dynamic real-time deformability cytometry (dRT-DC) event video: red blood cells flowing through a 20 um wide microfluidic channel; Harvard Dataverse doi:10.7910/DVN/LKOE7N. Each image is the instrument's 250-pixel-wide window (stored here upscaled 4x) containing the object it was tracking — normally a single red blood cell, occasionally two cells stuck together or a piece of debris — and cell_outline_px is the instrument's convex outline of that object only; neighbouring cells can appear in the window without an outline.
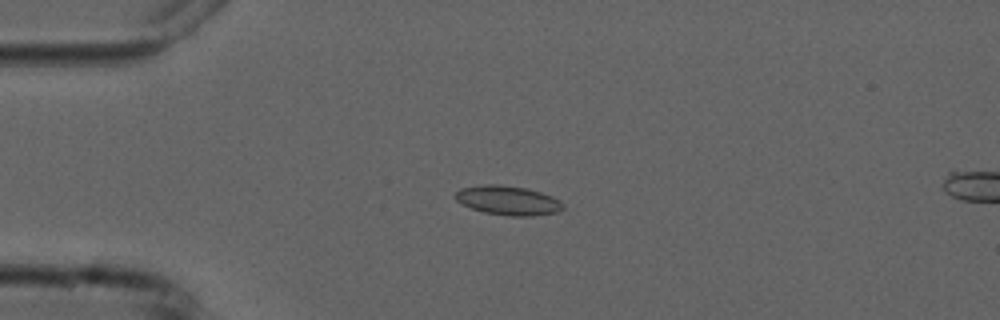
{"species": "common noctule bat (a hibernating species)", "species_latin": "Nyctalus noctula", "temperature_condition": "cold", "stored_images_in_passage": 5, "camera_frame_rate_fps": 3000, "um_per_image_px": 0.085, "animal": {"sex": "male", "forearm_length_mm": 52.5}, "frame": {"image": 1, "passage_image": 3, "time_ms": 2.333, "image_size_px": [1000, 320], "cell_outline_px": [[564, 208], [560, 212], [532, 216], [508, 216], [484, 212], [472, 208], [456, 200], [456, 192], [460, 188], [484, 184], [500, 184], [528, 188], [552, 196], [560, 200], [564, 204]], "centroid_in_image_um": [43.23, 17.03], "position_along_channel_um": 41.8, "area_um2": 18.5}}